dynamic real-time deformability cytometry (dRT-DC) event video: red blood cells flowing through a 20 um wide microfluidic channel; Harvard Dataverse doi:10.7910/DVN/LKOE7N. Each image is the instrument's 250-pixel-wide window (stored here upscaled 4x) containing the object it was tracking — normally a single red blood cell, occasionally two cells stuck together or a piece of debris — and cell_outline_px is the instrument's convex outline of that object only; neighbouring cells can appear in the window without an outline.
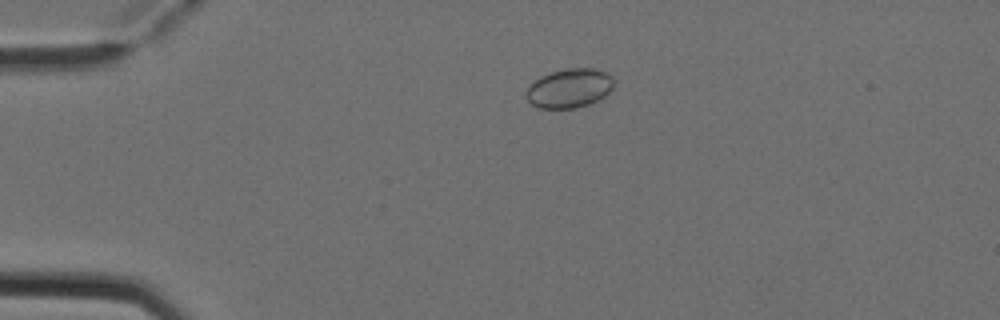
{"species": "Egyptian fruit bat (a non-hibernating species)", "species_latin": "Rousettus aegyptiacus", "temperature_condition": "cold", "stored_images_in_passage": 4, "camera_frame_rate_fps": 3000, "um_per_image_px": 0.085, "animal": {"sex": "female"}, "frame": {"image": 1, "passage_image": 3, "time_ms": 0.667, "image_size_px": [1000, 320], "cell_outline_px": [[612, 88], [604, 96], [588, 104], [576, 108], [540, 108], [532, 104], [528, 100], [524, 92], [540, 76], [552, 72], [568, 68], [596, 68], [612, 76]], "centroid_in_image_um": [48.38, 7.5], "position_along_channel_um": 36.6, "area_um2": 19.71}}